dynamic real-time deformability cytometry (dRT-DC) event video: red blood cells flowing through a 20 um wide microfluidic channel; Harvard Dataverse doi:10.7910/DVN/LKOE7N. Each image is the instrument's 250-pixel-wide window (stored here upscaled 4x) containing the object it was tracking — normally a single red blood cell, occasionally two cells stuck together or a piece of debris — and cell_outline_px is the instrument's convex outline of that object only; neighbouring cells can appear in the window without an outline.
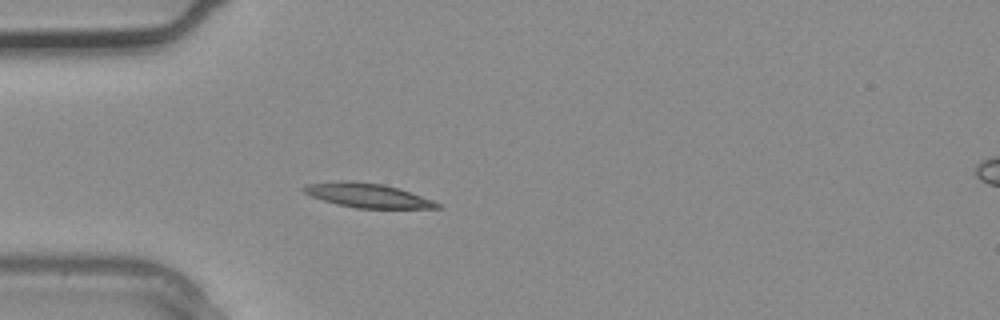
{"species": "common noctule bat (a hibernating species)", "species_latin": "Nyctalus noctula", "temperature_condition": "warm", "stored_images_in_passage": 4, "segment_of_instrument_passage": [1, 2], "camera_frame_rate_fps": 3000, "um_per_image_px": 0.085, "animal": {"sex": "male", "body_mass_g": 20.4}, "frame": {"image": 1, "passage_image": 3, "time_ms": 0.667, "image_size_px": [1000, 320], "cell_outline_px": [[444, 208], [356, 208], [336, 204], [312, 196], [304, 192], [300, 188], [304, 184], [344, 180], [352, 180], [384, 184], [400, 188], [444, 204]], "centroid_in_image_um": [31.27, 16.6], "position_along_channel_um": 53.7, "area_um2": 19.13}}